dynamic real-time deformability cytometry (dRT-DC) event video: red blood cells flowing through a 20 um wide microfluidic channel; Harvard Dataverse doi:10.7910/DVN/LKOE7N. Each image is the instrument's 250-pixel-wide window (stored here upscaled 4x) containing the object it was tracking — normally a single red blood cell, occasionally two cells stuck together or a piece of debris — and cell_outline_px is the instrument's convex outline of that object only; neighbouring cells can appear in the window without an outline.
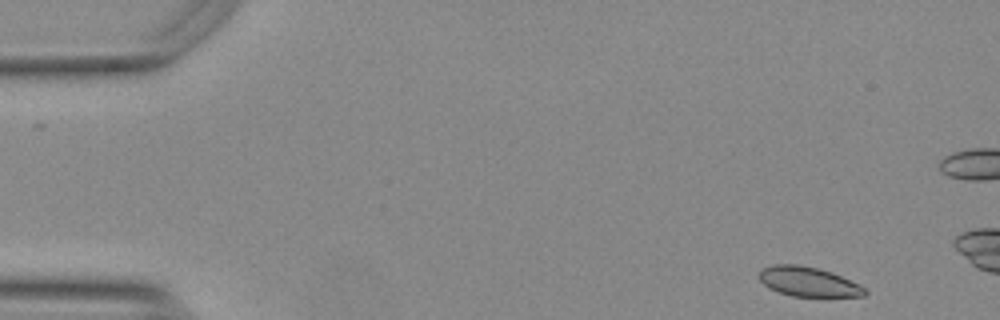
{"species": "Egyptian fruit bat (a non-hibernating species)", "species_latin": "Rousettus aegyptiacus", "temperature_condition": "warm", "stored_images_in_passage": 13, "camera_frame_rate_fps": 3000, "um_per_image_px": 0.085, "animal": {"sex": "female"}, "frame": {"image": 1, "passage_image": 3, "time_ms": 0.667, "image_size_px": [1000, 320], "cell_outline_px": [[868, 292], [864, 296], [792, 296], [768, 288], [760, 280], [760, 272], [764, 268], [772, 264], [800, 264], [832, 272], [860, 284]], "centroid_in_image_um": [68.72, 23.94], "position_along_channel_um": 16.3, "area_um2": 18.09}}